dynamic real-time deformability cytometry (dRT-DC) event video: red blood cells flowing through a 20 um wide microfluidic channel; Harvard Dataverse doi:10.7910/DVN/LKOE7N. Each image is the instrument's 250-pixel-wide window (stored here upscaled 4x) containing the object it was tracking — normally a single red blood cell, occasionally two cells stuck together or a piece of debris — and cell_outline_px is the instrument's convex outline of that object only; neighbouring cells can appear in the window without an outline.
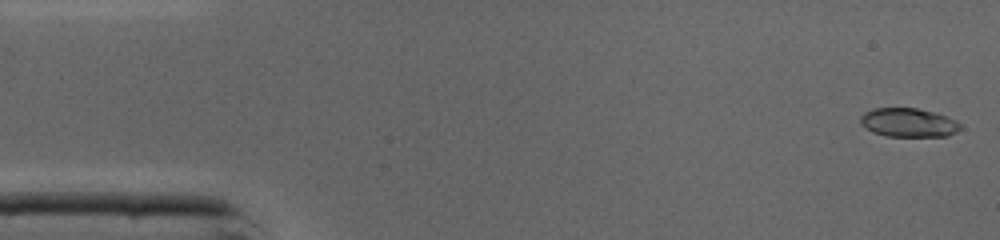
{"species": "common noctule bat (a hibernating species)", "species_latin": "Nyctalus noctula", "temperature_condition": "cold", "stored_images_in_passage": 45, "camera_frame_rate_fps": 3000, "um_per_image_px": 0.085, "animal": {"sex": "male", "body_mass_g": 19.0, "forearm_length_mm": 50.8}, "frame": {"image": 1, "passage_image": 1, "time_ms": 0.0, "image_size_px": [1000, 240], "cell_outline_px": [[960, 128], [956, 132], [948, 136], [888, 136], [872, 132], [860, 120], [860, 116], [864, 112], [872, 108], [916, 108], [932, 112], [956, 120], [960, 124]], "centroid_in_image_um": [77.21, 10.42], "position_along_channel_um": 7.8, "area_um2": 16.53}}
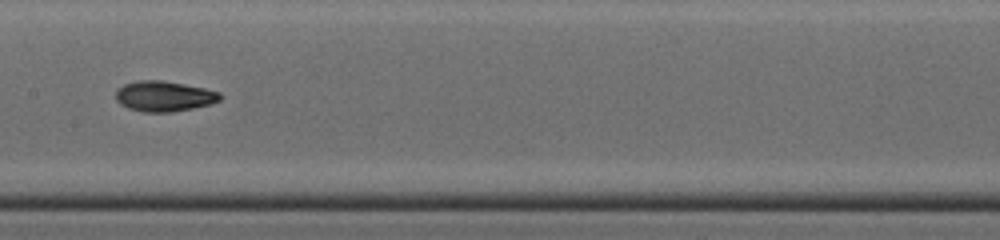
{"frame": {"image": 2, "passage_image": 22, "time_ms": 7.0, "image_size_px": [1000, 240], "cell_outline_px": [[220, 100], [208, 104], [192, 108], [172, 112], [144, 112], [128, 108], [120, 104], [116, 100], [116, 92], [124, 84], [136, 80], [160, 80], [204, 88], [220, 92]], "centroid_in_image_um": [13.91, 8.18], "position_along_channel_um": 193.5, "area_um2": 18.26}}
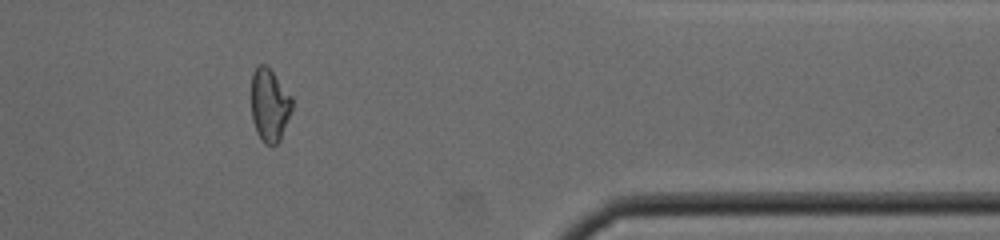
{"frame": {"image": 3, "passage_image": 37, "time_ms": 12.0, "image_size_px": [1000, 240], "cell_outline_px": [[292, 108], [280, 140], [276, 144], [264, 144], [256, 132], [252, 120], [252, 72], [260, 64], [264, 64], [272, 72], [292, 96]], "centroid_in_image_um": [22.9, 8.95], "position_along_channel_um": 388.5, "area_um2": 17.11}, "authors_computed_cell_mechanics": {"area_um2": 17.5712, "velocity_mm_per_s": 4.3859, "shape_relaxation_time_tau1_ms": 4.0997, "shape_relaxation_time_tau2_ms": 2.9608, "deformation_change_tau1": 0.1781, "deformation_change_tau2": 0.0874}}